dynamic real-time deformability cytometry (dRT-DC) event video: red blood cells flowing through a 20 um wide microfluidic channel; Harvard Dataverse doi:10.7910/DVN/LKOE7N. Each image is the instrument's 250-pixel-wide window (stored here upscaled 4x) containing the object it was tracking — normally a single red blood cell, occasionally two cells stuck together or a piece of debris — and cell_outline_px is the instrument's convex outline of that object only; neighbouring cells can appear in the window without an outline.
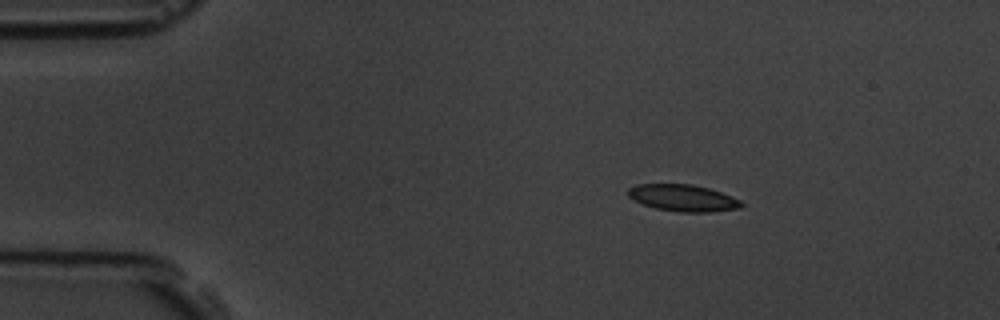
{"species": "common noctule bat (a hibernating species)", "species_latin": "Nyctalus noctula", "temperature_condition": "room temperature", "stored_images_in_passage": 3, "camera_frame_rate_fps": 3000, "um_per_image_px": 0.085, "animal": {"sex": "male", "body_mass_g": 19.5, "forearm_length_mm": 54.6}, "frame": {"image": 1, "passage_image": 1, "time_ms": 0.0, "image_size_px": [1000, 320], "cell_outline_px": [[744, 204], [740, 208], [712, 212], [680, 212], [656, 208], [644, 204], [628, 196], [628, 188], [636, 184], [692, 184], [708, 188], [732, 196], [740, 200]], "centroid_in_image_um": [58.08, 16.82], "position_along_channel_um": 26.9, "area_um2": 17.57}}